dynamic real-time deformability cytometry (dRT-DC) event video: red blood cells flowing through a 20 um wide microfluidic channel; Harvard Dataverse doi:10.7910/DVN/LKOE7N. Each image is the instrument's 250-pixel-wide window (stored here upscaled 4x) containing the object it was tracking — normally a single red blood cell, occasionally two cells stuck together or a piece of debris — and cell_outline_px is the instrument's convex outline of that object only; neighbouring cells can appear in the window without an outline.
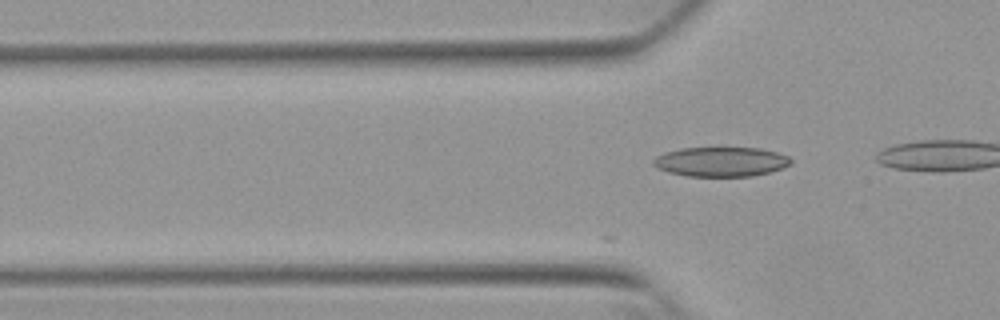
{"species": "Egyptian fruit bat (a non-hibernating species)", "species_latin": "Rousettus aegyptiacus", "temperature_condition": "warm", "stored_images_in_passage": 3, "camera_frame_rate_fps": 3000, "um_per_image_px": 0.085, "animal": {"sex": "female"}, "frame": {"image": 1, "passage_image": 3, "time_ms": 0.667, "image_size_px": [1000, 320], "cell_outline_px": [[792, 160], [788, 164], [780, 168], [768, 172], [752, 176], [688, 176], [668, 172], [656, 168], [652, 164], [652, 160], [656, 156], [664, 152], [680, 148], [760, 148], [776, 152], [788, 156]], "centroid_in_image_um": [61.21, 13.74], "position_along_channel_um": 64.6, "area_um2": 23.58}}